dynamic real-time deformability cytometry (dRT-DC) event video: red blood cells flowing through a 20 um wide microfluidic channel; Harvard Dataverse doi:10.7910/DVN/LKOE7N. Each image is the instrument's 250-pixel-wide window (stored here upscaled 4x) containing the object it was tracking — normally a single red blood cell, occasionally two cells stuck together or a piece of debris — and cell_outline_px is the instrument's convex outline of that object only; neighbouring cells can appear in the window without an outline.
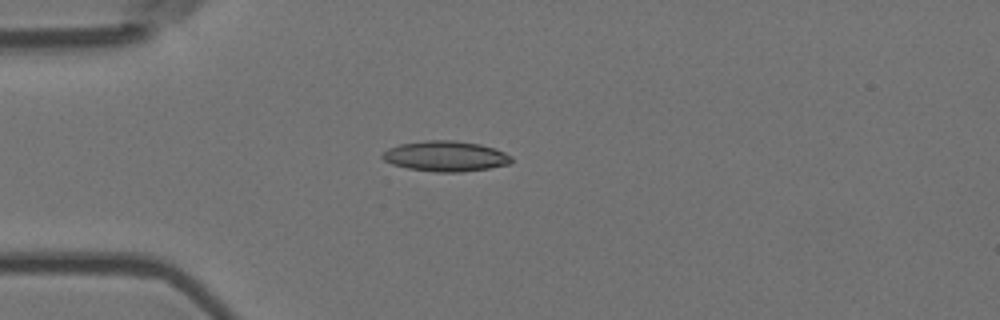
{"species": "Egyptian fruit bat (a non-hibernating species)", "species_latin": "Rousettus aegyptiacus", "temperature_condition": "room temperature", "stored_images_in_passage": 1, "camera_frame_rate_fps": 3000, "um_per_image_px": 0.085, "animal": {"sex": "female"}, "frame": {"image": 1, "passage_image": 1, "time_ms": 0.0, "image_size_px": [1000, 320], "cell_outline_px": [[512, 160], [508, 164], [488, 168], [460, 172], [436, 172], [408, 168], [392, 164], [384, 160], [380, 156], [388, 148], [400, 144], [428, 140], [456, 140], [480, 144], [504, 152], [512, 156]], "centroid_in_image_um": [37.86, 13.27], "position_along_channel_um": 47.1, "area_um2": 22.72}}